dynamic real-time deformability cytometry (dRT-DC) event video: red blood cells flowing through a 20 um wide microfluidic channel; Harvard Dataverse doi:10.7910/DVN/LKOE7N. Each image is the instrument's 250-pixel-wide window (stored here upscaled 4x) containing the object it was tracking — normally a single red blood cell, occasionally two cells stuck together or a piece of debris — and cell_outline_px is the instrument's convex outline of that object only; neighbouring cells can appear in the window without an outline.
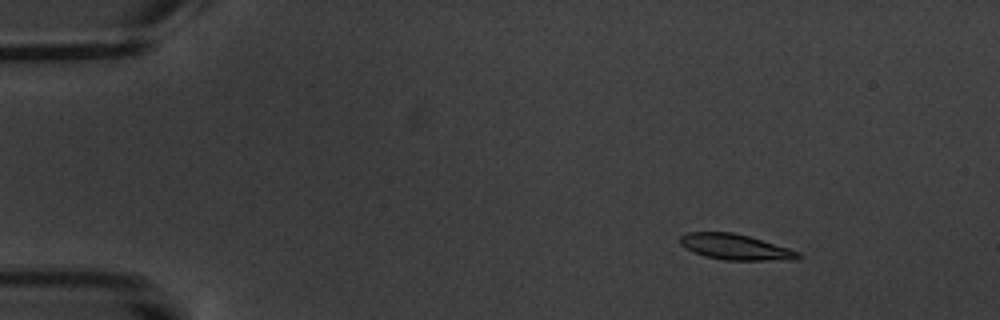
{"species": "common noctule bat (a hibernating species)", "species_latin": "Nyctalus noctula", "temperature_condition": "warm", "stored_images_in_passage": 7, "camera_frame_rate_fps": 3000, "um_per_image_px": 0.085, "animal": {"sex": "male", "body_mass_g": 20.1, "forearm_length_mm": 53.5}, "frame": {"image": 1, "passage_image": 3, "time_ms": 2.333, "image_size_px": [1000, 320], "cell_outline_px": [[804, 256], [796, 260], [724, 260], [704, 256], [692, 252], [680, 244], [680, 236], [688, 232], [732, 232], [748, 236], [788, 248], [800, 252]], "centroid_in_image_um": [62.52, 21.0], "position_along_channel_um": 22.5, "area_um2": 17.69}}
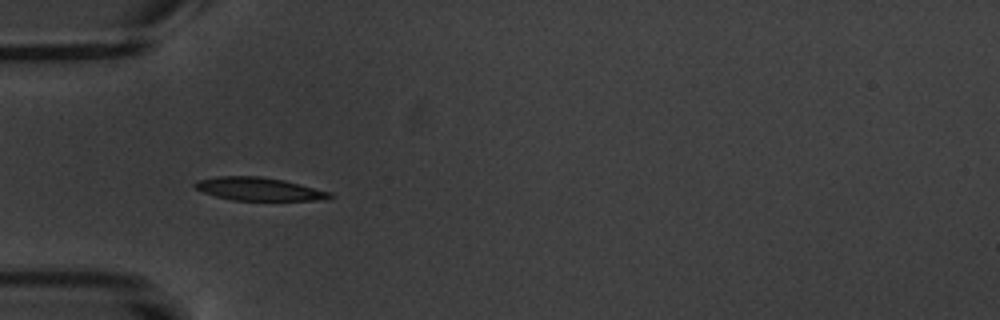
{"frame": {"image": 2, "passage_image": 6, "time_ms": 6.0, "image_size_px": [1000, 320], "cell_outline_px": [[336, 196], [324, 200], [232, 200], [216, 196], [204, 192], [196, 188], [192, 184], [196, 180], [216, 176], [260, 176], [284, 180], [332, 192]], "centroid_in_image_um": [22.03, 16.06], "position_along_channel_um": 63.0, "area_um2": 18.26}}